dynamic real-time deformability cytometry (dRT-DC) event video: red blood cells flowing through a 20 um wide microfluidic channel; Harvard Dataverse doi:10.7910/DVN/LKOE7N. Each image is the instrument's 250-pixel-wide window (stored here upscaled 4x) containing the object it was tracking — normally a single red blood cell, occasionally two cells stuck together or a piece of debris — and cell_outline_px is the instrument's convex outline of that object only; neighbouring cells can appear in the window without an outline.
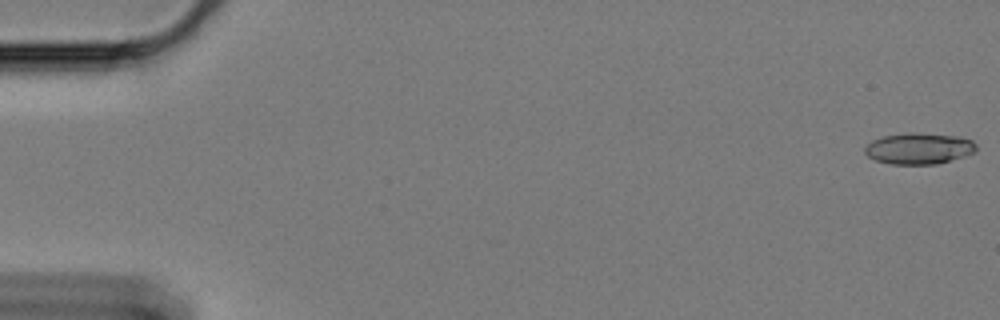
{"species": "Egyptian fruit bat (a non-hibernating species)", "species_latin": "Rousettus aegyptiacus", "temperature_condition": "cold", "stored_images_in_passage": 58, "camera_frame_rate_fps": 3000, "um_per_image_px": 0.085, "animal": {"sex": "female"}, "frame": {"image": 1, "passage_image": 1, "time_ms": 0.0, "image_size_px": [1000, 320], "cell_outline_px": [[976, 152], [964, 156], [936, 164], [892, 164], [876, 160], [868, 156], [864, 152], [864, 148], [872, 140], [884, 136], [912, 132], [960, 136], [972, 140], [976, 144]], "centroid_in_image_um": [78.13, 12.61], "position_along_channel_um": 6.9, "area_um2": 20.23}}
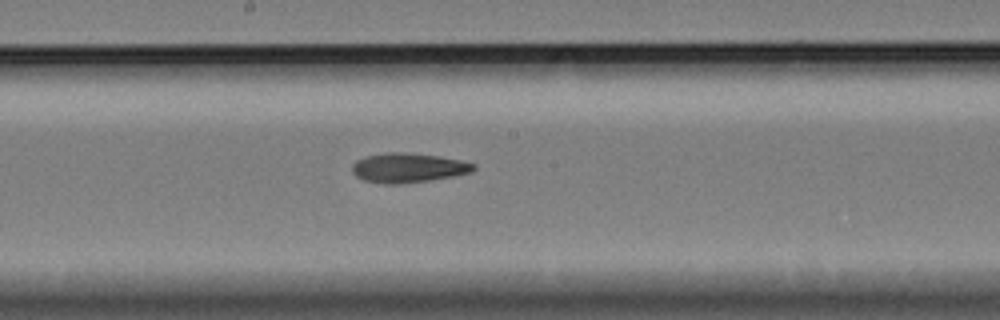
{"frame": {"image": 2, "passage_image": 33, "time_ms": 10.667, "image_size_px": [1000, 320], "cell_outline_px": [[476, 168], [472, 172], [456, 176], [400, 184], [384, 184], [364, 180], [356, 176], [352, 172], [352, 164], [356, 160], [364, 156], [384, 152], [404, 152], [440, 156], [460, 160], [476, 164]], "centroid_in_image_um": [34.68, 14.25], "position_along_channel_um": 213.5, "area_um2": 21.1}}
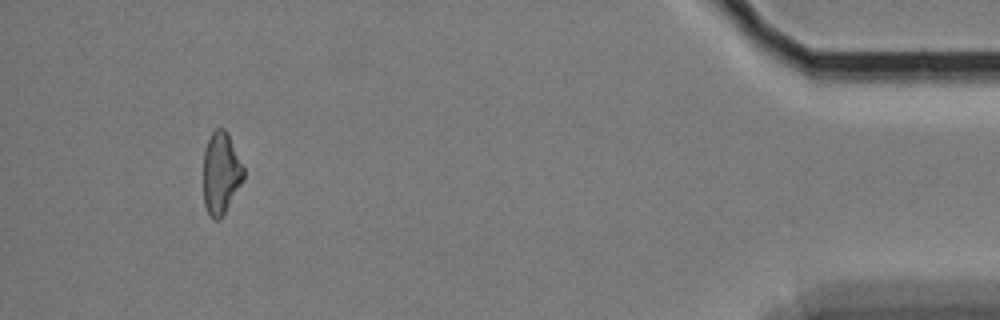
{"frame": {"image": 3, "passage_image": 57, "time_ms": 18.667, "image_size_px": [1000, 320], "cell_outline_px": [[244, 180], [224, 216], [220, 220], [212, 220], [204, 204], [204, 148], [212, 132], [216, 128], [224, 128], [228, 132], [244, 168]], "centroid_in_image_um": [18.8, 14.75], "position_along_channel_um": 416.4, "area_um2": 19.54}}